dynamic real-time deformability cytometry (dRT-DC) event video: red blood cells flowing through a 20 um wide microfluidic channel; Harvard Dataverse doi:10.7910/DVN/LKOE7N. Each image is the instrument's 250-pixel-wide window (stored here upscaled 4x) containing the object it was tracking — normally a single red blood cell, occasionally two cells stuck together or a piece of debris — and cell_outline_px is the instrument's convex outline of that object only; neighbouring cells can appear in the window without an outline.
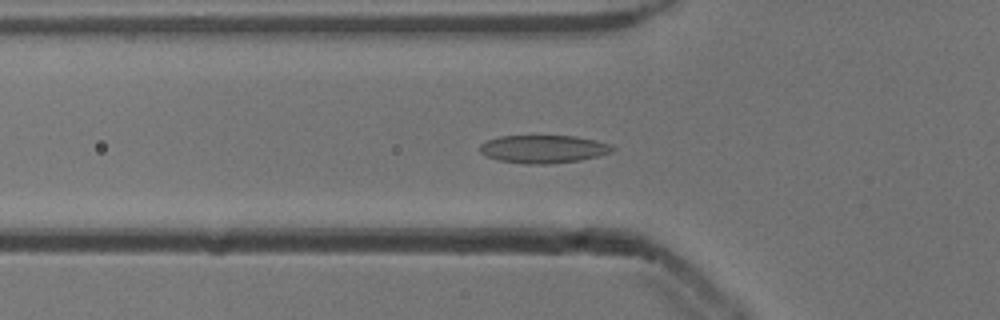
{"species": "common noctule bat (a hibernating species)", "species_latin": "Nyctalus noctula", "temperature_condition": "cold", "stored_images_in_passage": 53, "segment_of_instrument_passage": [1, 2], "camera_frame_rate_fps": 3000, "um_per_image_px": 0.085, "animal": {"sex": "male", "body_mass_g": 13.3}, "frame": {"image": 1, "passage_image": 17, "time_ms": 5.333, "image_size_px": [1000, 320], "cell_outline_px": [[616, 148], [612, 152], [580, 160], [552, 164], [524, 164], [500, 160], [484, 156], [480, 152], [480, 144], [488, 140], [500, 136], [576, 136], [596, 140], [612, 144]], "centroid_in_image_um": [46.21, 12.67], "position_along_channel_um": 79.6, "area_um2": 21.73}}
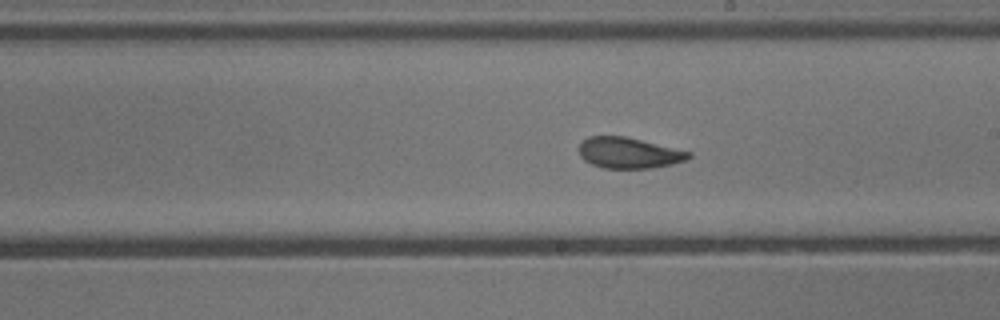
{"frame": {"image": 2, "passage_image": 29, "time_ms": 9.333, "image_size_px": [1000, 320], "cell_outline_px": [[692, 156], [684, 160], [672, 164], [652, 168], [604, 168], [592, 164], [584, 160], [580, 156], [580, 144], [588, 136], [624, 136], [692, 152]], "centroid_in_image_um": [53.45, 13.0], "position_along_channel_um": 235.5, "area_um2": 19.54}}
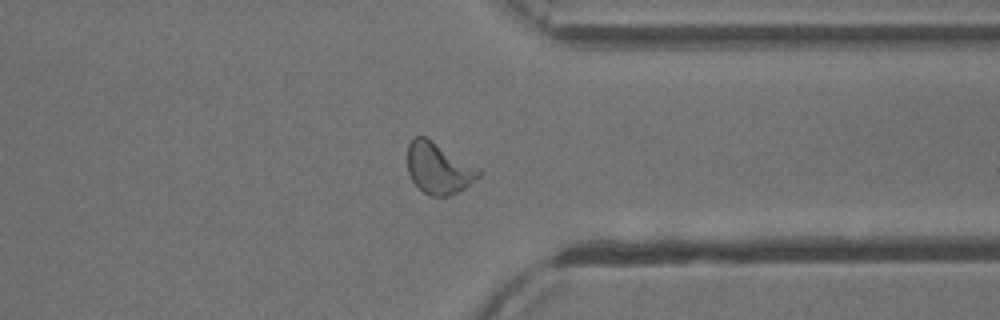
{"frame": {"image": 3, "passage_image": 40, "time_ms": 13.0, "image_size_px": [1000, 320], "cell_outline_px": [[484, 172], [480, 176], [464, 188], [448, 196], [428, 196], [412, 180], [408, 172], [408, 144], [412, 136], [424, 136], [480, 168]], "centroid_in_image_um": [37.28, 14.29], "position_along_channel_um": 374.1, "area_um2": 21.15}}